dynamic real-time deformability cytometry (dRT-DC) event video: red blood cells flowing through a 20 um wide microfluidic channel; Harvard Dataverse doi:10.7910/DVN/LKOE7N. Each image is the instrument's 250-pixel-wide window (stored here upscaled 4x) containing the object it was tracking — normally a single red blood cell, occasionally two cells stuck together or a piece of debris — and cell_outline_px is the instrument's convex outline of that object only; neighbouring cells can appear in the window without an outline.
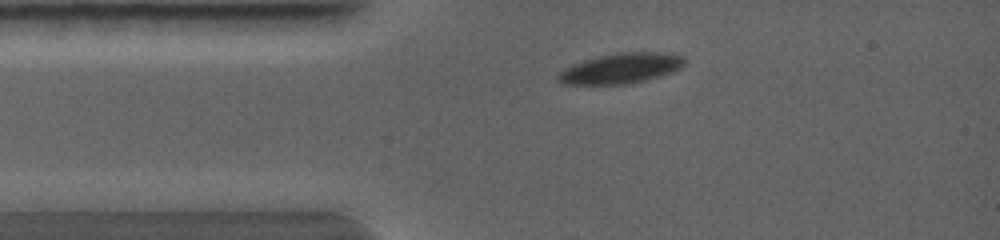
{"species": "common noctule bat (a hibernating species)", "species_latin": "Nyctalus noctula", "temperature_condition": "warm", "stored_images_in_passage": 5, "camera_frame_rate_fps": 5000, "um_per_image_px": 0.085, "animal": {"sex": "female", "body_mass_g": 19.0, "forearm_length_mm": 56.7}, "frame": {"image": 1, "passage_image": 1, "time_ms": 0.0, "image_size_px": [1000, 240], "cell_outline_px": [[684, 64], [680, 68], [672, 72], [660, 76], [628, 84], [564, 84], [556, 80], [556, 76], [564, 68], [572, 64], [584, 60], [616, 52], [660, 52], [684, 56]], "centroid_in_image_um": [52.76, 5.81], "position_along_channel_um": 32.2, "area_um2": 22.25}}
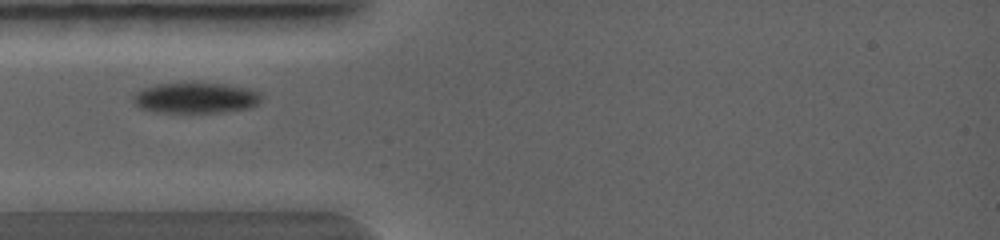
{"frame": {"image": 2, "passage_image": 3, "time_ms": 0.8, "image_size_px": [1000, 240], "cell_outline_px": [[260, 104], [248, 108], [224, 112], [156, 112], [140, 108], [136, 104], [132, 96], [136, 92], [144, 88], [156, 84], [184, 80], [196, 80], [228, 84], [248, 88], [260, 92]], "centroid_in_image_um": [16.64, 8.26], "position_along_channel_um": 68.4, "area_um2": 23.87}}
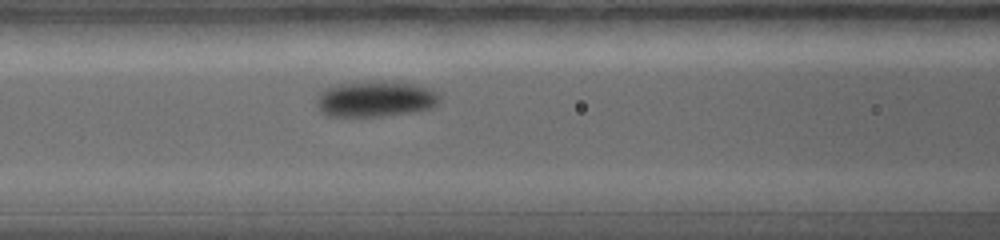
{"frame": {"image": 3, "passage_image": 5, "time_ms": 1.8, "image_size_px": [1000, 240], "cell_outline_px": [[440, 100], [432, 108], [412, 112], [384, 116], [324, 116], [320, 112], [316, 104], [316, 100], [320, 92], [324, 88], [340, 84], [372, 80], [384, 80], [416, 84], [440, 92]], "centroid_in_image_um": [31.91, 8.4], "position_along_channel_um": 134.7, "area_um2": 26.24}}